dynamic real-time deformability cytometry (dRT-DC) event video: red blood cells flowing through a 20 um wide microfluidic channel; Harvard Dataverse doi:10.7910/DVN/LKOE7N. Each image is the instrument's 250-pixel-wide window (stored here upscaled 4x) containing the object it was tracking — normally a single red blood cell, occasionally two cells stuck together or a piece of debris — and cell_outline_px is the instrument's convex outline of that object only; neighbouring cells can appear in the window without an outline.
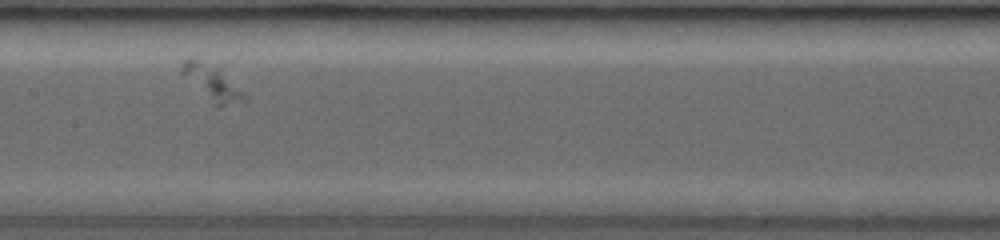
{"species": "common noctule bat (a hibernating species)", "species_latin": "Nyctalus noctula", "temperature_condition": "room temperature", "stored_images_in_passage": 9, "camera_frame_rate_fps": 3000, "um_per_image_px": 0.085, "animal": {"sex": "female", "body_mass_g": 19.0, "forearm_length_mm": 53.3}, "frame": {"image": 1, "passage_image": 4, "time_ms": 3.0, "image_size_px": [1000, 240], "cell_outline_px": [[248, 100], [216, 108], [180, 72], [180, 60], [188, 56], [196, 56], [216, 68]], "centroid_in_image_um": [17.87, 6.99], "position_along_channel_um": 189.5, "area_um2": 12.48}}